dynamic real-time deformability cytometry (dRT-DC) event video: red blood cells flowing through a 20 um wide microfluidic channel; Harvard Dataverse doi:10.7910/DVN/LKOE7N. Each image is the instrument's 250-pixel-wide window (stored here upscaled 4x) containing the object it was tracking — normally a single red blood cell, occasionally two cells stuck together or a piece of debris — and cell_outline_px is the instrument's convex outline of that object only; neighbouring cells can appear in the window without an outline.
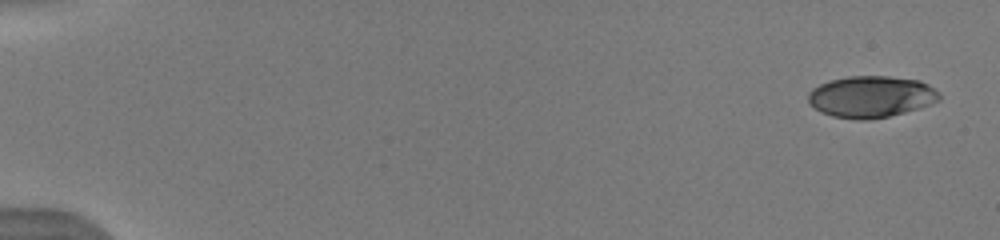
{"species": "human", "species_latin": "Homo sapiens", "temperature_condition": "warm", "stored_images_in_passage": 9, "camera_frame_rate_fps": 3000, "um_per_image_px": 0.085, "donor": {"sex": "male"}, "frame": {"image": 1, "passage_image": 1, "time_ms": 0.0, "image_size_px": [1000, 240], "cell_outline_px": [[940, 100], [920, 108], [888, 116], [868, 120], [860, 120], [832, 116], [820, 112], [808, 100], [808, 92], [812, 88], [828, 80], [848, 76], [888, 76], [920, 80], [928, 84], [940, 92]], "centroid_in_image_um": [74.05, 8.21], "position_along_channel_um": 10.9, "area_um2": 31.91}}
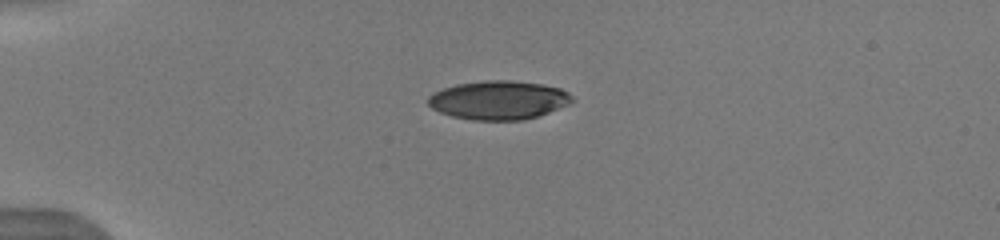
{"frame": {"image": 2, "passage_image": 7, "time_ms": 4.0, "image_size_px": [1000, 240], "cell_outline_px": [[572, 100], [568, 104], [548, 112], [524, 120], [472, 120], [452, 116], [440, 112], [432, 108], [428, 104], [428, 96], [432, 92], [456, 84], [484, 80], [512, 80], [540, 84], [560, 88], [568, 92], [572, 96]], "centroid_in_image_um": [42.34, 8.5], "position_along_channel_um": 42.7, "area_um2": 32.43}}